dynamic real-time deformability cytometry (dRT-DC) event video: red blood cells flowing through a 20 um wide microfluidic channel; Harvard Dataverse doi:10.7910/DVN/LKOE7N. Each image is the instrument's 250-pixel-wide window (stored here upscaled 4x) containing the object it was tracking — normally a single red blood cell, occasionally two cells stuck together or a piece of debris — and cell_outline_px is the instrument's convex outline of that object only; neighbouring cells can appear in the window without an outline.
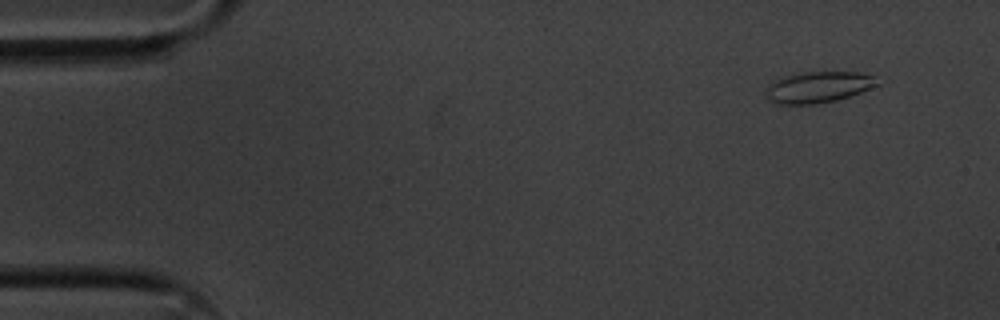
{"species": "common noctule bat (a hibernating species)", "species_latin": "Nyctalus noctula", "temperature_condition": "cold", "stored_images_in_passage": 52, "camera_frame_rate_fps": 3000, "um_per_image_px": 0.085, "animal": {"sex": "male", "body_mass_g": 20.1, "forearm_length_mm": 53.5}, "frame": {"image": 1, "passage_image": 1, "time_ms": 0.0, "image_size_px": [1000, 320], "cell_outline_px": [[880, 84], [860, 92], [836, 100], [816, 104], [772, 104], [764, 96], [764, 92], [768, 84], [772, 80], [780, 76], [804, 72], [856, 72], [872, 76]], "centroid_in_image_um": [69.42, 7.41], "position_along_channel_um": 15.6, "area_um2": 20.46}}
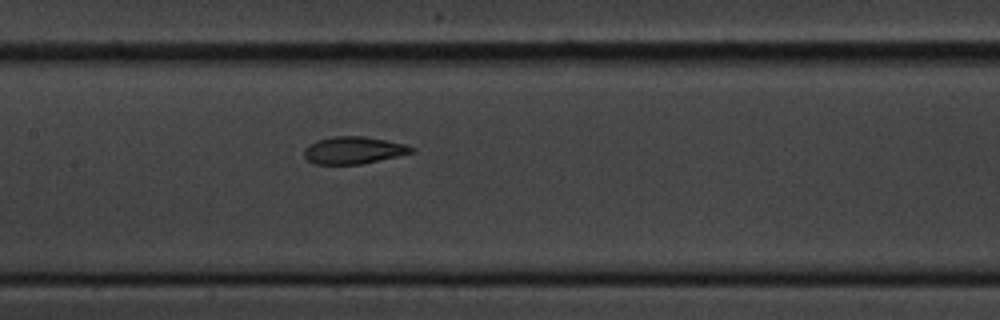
{"frame": {"image": 2, "passage_image": 23, "time_ms": 7.333, "image_size_px": [1000, 320], "cell_outline_px": [[416, 152], [360, 164], [312, 164], [304, 156], [304, 148], [308, 144], [316, 140], [332, 136], [364, 136], [404, 144], [416, 148]], "centroid_in_image_um": [30.02, 12.77], "position_along_channel_um": 177.4, "area_um2": 17.11}}
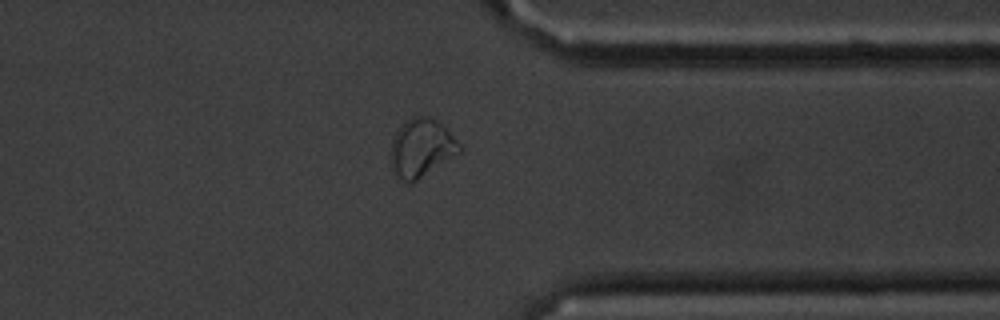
{"frame": {"image": 3, "passage_image": 40, "time_ms": 13.0, "image_size_px": [1000, 320], "cell_outline_px": [[464, 148], [460, 152], [412, 184], [408, 184], [396, 176], [392, 168], [388, 156], [392, 140], [400, 124], [404, 120], [412, 116], [428, 116], [436, 120]], "centroid_in_image_um": [35.76, 12.59], "position_along_channel_um": 375.6, "area_um2": 23.58}, "authors_computed_cell_mechanics": {"area_um2": 18.4093, "velocity_mm_per_s": 3.5806, "shape_relaxation_time_tau1_ms": 3.6287, "shape_relaxation_time_tau2_ms": 1.0457, "deformation_change_tau1": 0.1344, "deformation_change_tau2": 0.0596}}